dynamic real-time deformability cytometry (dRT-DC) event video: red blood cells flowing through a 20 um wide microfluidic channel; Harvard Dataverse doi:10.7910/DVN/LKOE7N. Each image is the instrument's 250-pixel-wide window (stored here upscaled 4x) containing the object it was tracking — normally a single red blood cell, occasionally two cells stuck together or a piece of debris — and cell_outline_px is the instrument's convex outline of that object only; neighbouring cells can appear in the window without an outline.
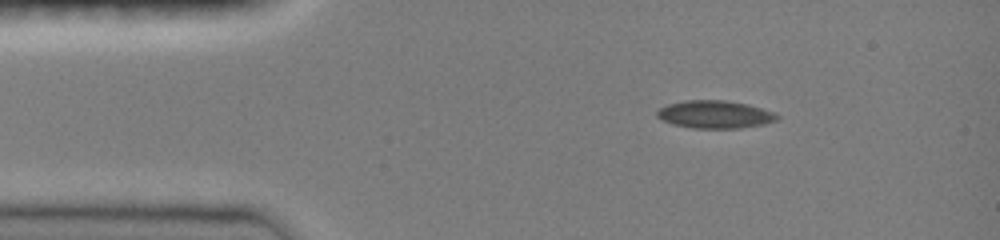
{"species": "common noctule bat (a hibernating species)", "species_latin": "Nyctalus noctula", "temperature_condition": "room temperature", "stored_images_in_passage": 41, "camera_frame_rate_fps": 3000, "um_per_image_px": 0.085, "animal": {"sex": "female", "body_mass_g": 19.0, "forearm_length_mm": 51.5}, "frame": {"image": 1, "passage_image": 1, "time_ms": 0.0, "image_size_px": [1000, 240], "cell_outline_px": [[780, 116], [776, 120], [764, 124], [740, 128], [692, 128], [672, 124], [656, 116], [656, 112], [660, 108], [668, 104], [684, 100], [724, 100], [748, 104], [776, 112]], "centroid_in_image_um": [60.79, 9.72], "position_along_channel_um": 24.2, "area_um2": 19.48}}
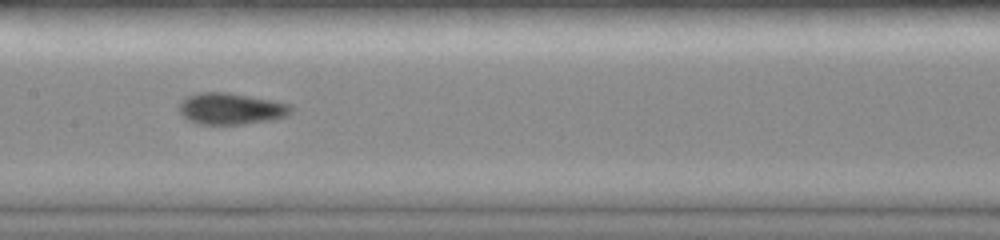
{"frame": {"image": 2, "passage_image": 17, "time_ms": 5.333, "image_size_px": [1000, 240], "cell_outline_px": [[292, 112], [288, 116], [272, 120], [244, 124], [200, 124], [188, 120], [176, 108], [180, 100], [184, 96], [200, 92], [228, 92], [272, 100], [292, 104]], "centroid_in_image_um": [19.61, 9.23], "position_along_channel_um": 187.8, "area_um2": 20.92}}
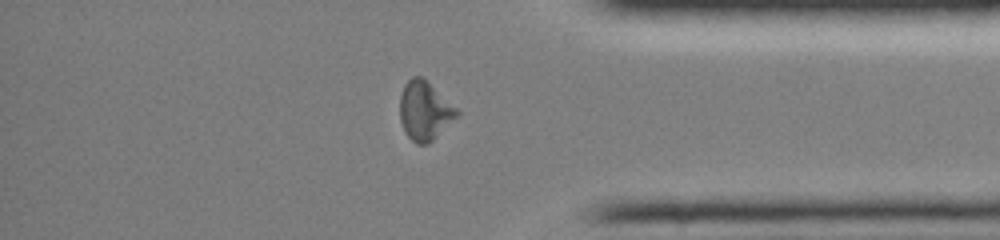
{"frame": {"image": 3, "passage_image": 33, "time_ms": 10.667, "image_size_px": [1000, 240], "cell_outline_px": [[460, 116], [428, 144], [416, 144], [404, 132], [400, 120], [400, 96], [404, 84], [412, 76], [420, 76], [456, 108], [460, 112]], "centroid_in_image_um": [36.09, 9.45], "position_along_channel_um": 399.1, "area_um2": 19.42}, "authors_computed_cell_mechanics": {"area_um2": 19.363, "velocity_mm_per_s": 4.0708, "shape_relaxation_time_tau1_ms": 11.0399, "shape_relaxation_time_tau2_ms": 2.5402, "deformation_change_tau1": 0.2747, "deformation_change_tau2": 0.0826}}